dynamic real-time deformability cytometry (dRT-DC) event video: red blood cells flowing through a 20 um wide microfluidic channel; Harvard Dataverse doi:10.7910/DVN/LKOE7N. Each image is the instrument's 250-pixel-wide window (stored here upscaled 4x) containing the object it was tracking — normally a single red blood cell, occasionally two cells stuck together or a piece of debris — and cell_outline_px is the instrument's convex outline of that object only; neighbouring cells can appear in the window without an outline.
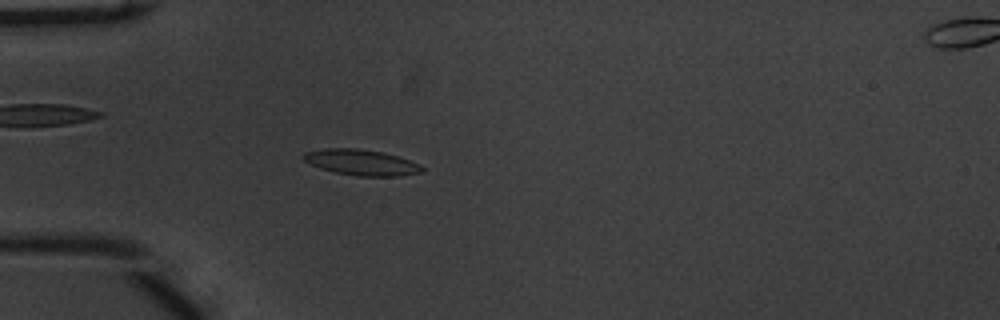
{"species": "common noctule bat (a hibernating species)", "species_latin": "Nyctalus noctula", "temperature_condition": "warm", "stored_images_in_passage": 42, "camera_frame_rate_fps": 3000, "um_per_image_px": 0.085, "animal": {"sex": "male", "body_mass_g": 20.1, "forearm_length_mm": 53.5}, "frame": {"image": 1, "passage_image": 4, "time_ms": 1.0, "image_size_px": [1000, 320], "cell_outline_px": [[424, 172], [400, 176], [360, 176], [336, 172], [320, 168], [304, 160], [304, 152], [324, 148], [356, 148], [384, 152], [420, 164], [424, 168]], "centroid_in_image_um": [30.75, 13.8], "position_along_channel_um": 54.2, "area_um2": 17.69}}
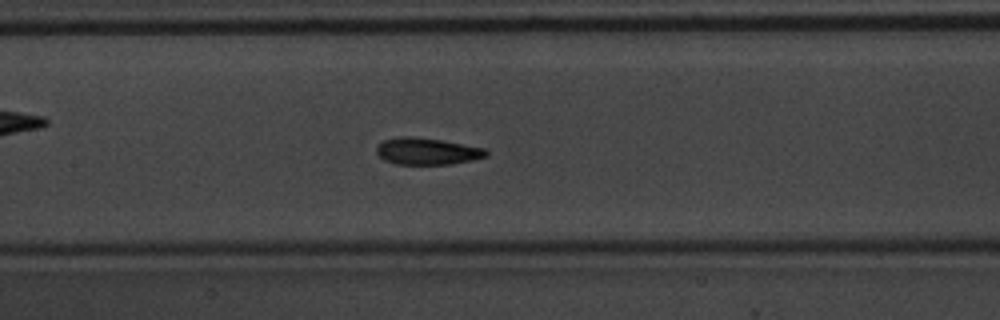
{"frame": {"image": 2, "passage_image": 14, "time_ms": 4.333, "image_size_px": [1000, 320], "cell_outline_px": [[488, 156], [472, 160], [452, 164], [396, 164], [384, 160], [376, 152], [376, 144], [384, 140], [404, 136], [416, 136], [440, 140], [484, 148], [488, 152]], "centroid_in_image_um": [36.28, 12.86], "position_along_channel_um": 171.1, "area_um2": 17.11}}
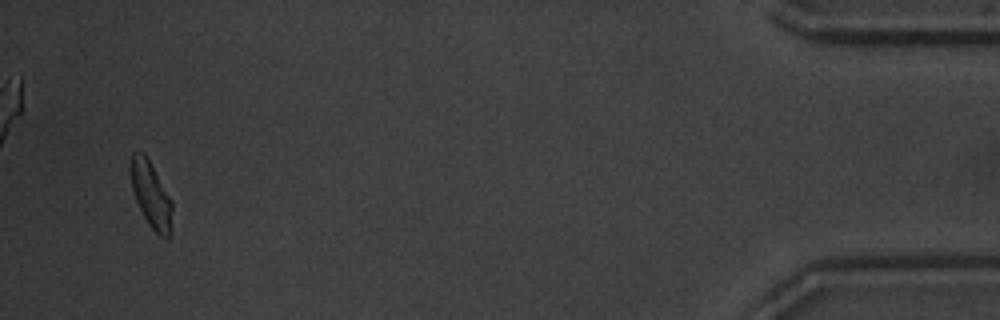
{"frame": {"image": 3, "passage_image": 40, "time_ms": 13.0, "image_size_px": [1000, 320], "cell_outline_px": [[172, 232], [168, 240], [160, 236], [148, 224], [136, 200], [132, 188], [132, 152], [136, 148], [144, 152], [172, 200]], "centroid_in_image_um": [12.88, 16.59], "position_along_channel_um": 422.3, "area_um2": 15.9}, "authors_computed_cell_mechanics": {"area_um2": 16.9932, "velocity_mm_per_s": 3.7638, "shape_relaxation_time_tau1_ms": 1.813, "shape_relaxation_time_tau2_ms": 2.4038, "deformation_change_tau1": 0.1408, "deformation_change_tau2": 0.099}}